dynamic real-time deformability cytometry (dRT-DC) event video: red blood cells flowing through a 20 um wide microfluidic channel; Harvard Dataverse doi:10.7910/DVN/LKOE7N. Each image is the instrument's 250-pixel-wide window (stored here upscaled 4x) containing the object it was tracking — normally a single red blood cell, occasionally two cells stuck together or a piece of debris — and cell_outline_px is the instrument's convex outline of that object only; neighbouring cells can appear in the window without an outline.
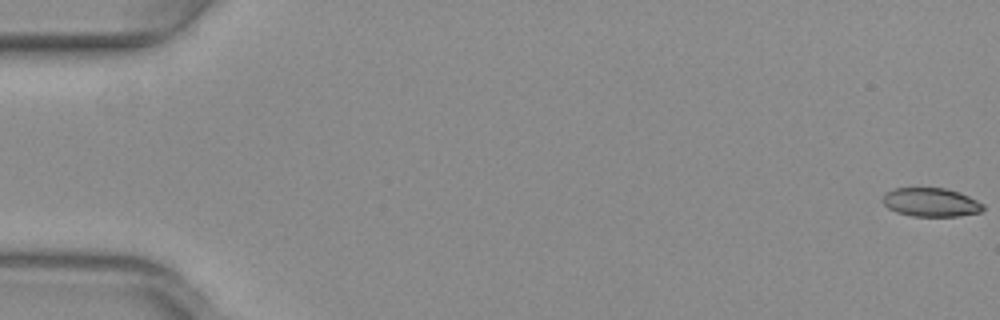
{"species": "common noctule bat (a hibernating species)", "species_latin": "Nyctalus noctula", "temperature_condition": "warm", "stored_images_in_passage": 53, "camera_frame_rate_fps": 3000, "um_per_image_px": 0.085, "animal": {"sex": "female", "body_mass_g": 29.2, "forearm_length_mm": 56.3}, "frame": {"image": 1, "passage_image": 1, "time_ms": 0.0, "image_size_px": [1000, 320], "cell_outline_px": [[984, 208], [980, 212], [960, 216], [912, 216], [896, 212], [888, 208], [880, 200], [884, 192], [892, 188], [944, 188], [960, 192], [984, 204]], "centroid_in_image_um": [79.08, 17.19], "position_along_channel_um": 5.9, "area_um2": 16.99}}
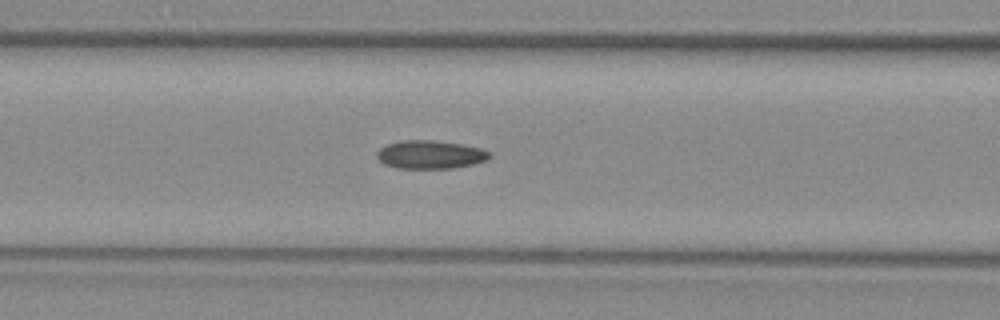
{"frame": {"image": 2, "passage_image": 23, "time_ms": 7.333, "image_size_px": [1000, 320], "cell_outline_px": [[492, 156], [488, 160], [472, 164], [452, 168], [396, 168], [384, 164], [376, 156], [376, 152], [380, 148], [388, 144], [400, 140], [432, 140], [460, 144], [480, 148], [488, 152]], "centroid_in_image_um": [36.55, 13.14], "position_along_channel_um": 130.1, "area_um2": 18.5}}
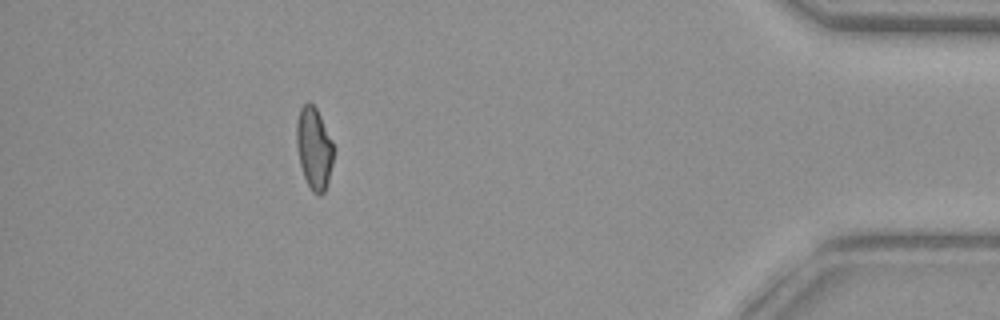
{"frame": {"image": 3, "passage_image": 48, "time_ms": 15.667, "image_size_px": [1000, 320], "cell_outline_px": [[332, 164], [328, 180], [324, 192], [320, 196], [312, 192], [304, 176], [300, 164], [296, 144], [296, 124], [300, 108], [308, 100], [316, 108], [332, 140]], "centroid_in_image_um": [26.67, 12.59], "position_along_channel_um": 408.5, "area_um2": 17.46}, "authors_computed_cell_mechanics": {"area_um2": 18.2648, "velocity_mm_per_s": 4.0091, "shape_relaxation_time_tau1_ms": null, "shape_relaxation_time_tau2_ms": 2.0541, "deformation_change_tau1": null, "deformation_change_tau2": 0.0775}}